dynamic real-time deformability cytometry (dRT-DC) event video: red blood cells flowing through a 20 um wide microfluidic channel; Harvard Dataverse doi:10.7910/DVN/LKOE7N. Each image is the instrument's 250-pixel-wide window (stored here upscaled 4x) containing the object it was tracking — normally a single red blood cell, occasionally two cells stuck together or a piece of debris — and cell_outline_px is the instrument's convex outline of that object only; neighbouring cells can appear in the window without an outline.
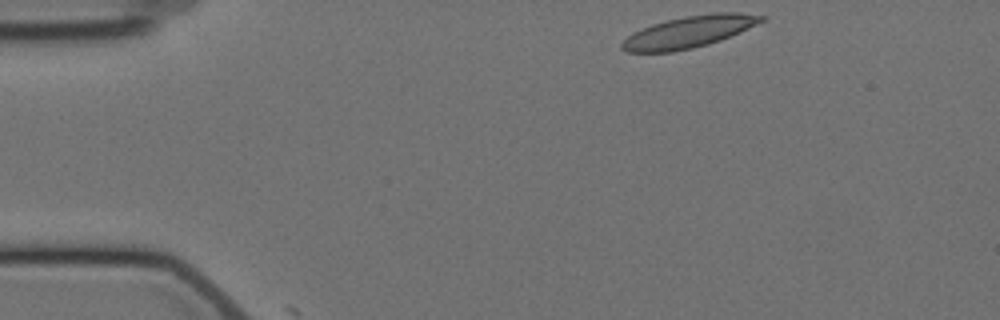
{"species": "Egyptian fruit bat (a non-hibernating species)", "species_latin": "Rousettus aegyptiacus", "temperature_condition": "cold", "stored_images_in_passage": 3, "camera_frame_rate_fps": 3000, "um_per_image_px": 0.085, "animal": {"sex": "female"}, "frame": {"image": 1, "passage_image": 1, "time_ms": 0.0, "image_size_px": [1000, 320], "cell_outline_px": [[768, 16], [764, 20], [720, 40], [708, 44], [692, 48], [672, 52], [628, 52], [620, 48], [620, 44], [632, 32], [652, 24], [684, 16], [716, 12], [736, 12]], "centroid_in_image_um": [58.52, 2.71], "position_along_channel_um": 26.5, "area_um2": 25.49}}
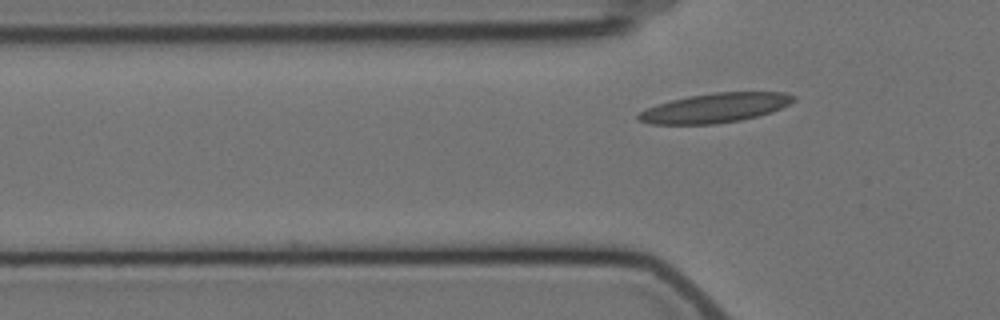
{"frame": {"image": 2, "passage_image": 3, "time_ms": 3.0, "image_size_px": [1000, 320], "cell_outline_px": [[796, 100], [780, 108], [756, 116], [740, 120], [716, 124], [648, 124], [640, 120], [636, 116], [640, 112], [656, 104], [688, 96], [716, 92], [784, 92], [796, 96]], "centroid_in_image_um": [60.77, 9.17], "position_along_channel_um": 65.0, "area_um2": 26.36}}